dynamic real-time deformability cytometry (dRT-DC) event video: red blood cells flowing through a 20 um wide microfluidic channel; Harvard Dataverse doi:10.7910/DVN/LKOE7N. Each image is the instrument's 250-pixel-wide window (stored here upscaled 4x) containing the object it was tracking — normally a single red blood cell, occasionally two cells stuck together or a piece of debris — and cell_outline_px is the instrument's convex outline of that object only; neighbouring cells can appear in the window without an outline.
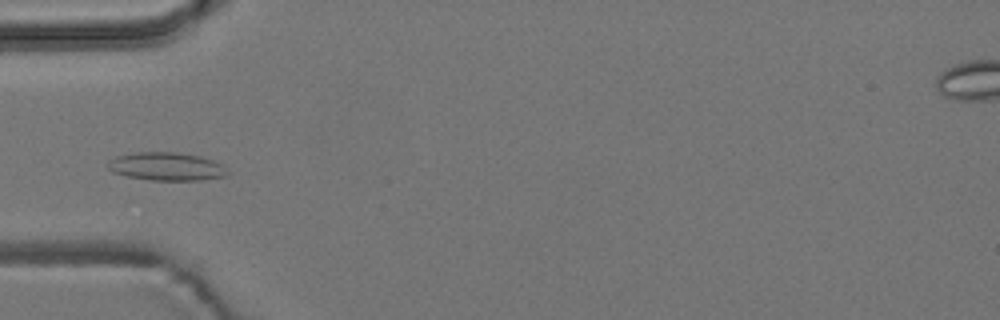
{"species": "common noctule bat (a hibernating species)", "species_latin": "Nyctalus noctula", "temperature_condition": "room temperature", "stored_images_in_passage": 6, "camera_frame_rate_fps": 3000, "um_per_image_px": 0.085, "animal": {"sex": "male", "body_mass_g": 19.2, "forearm_length_mm": 51.8}, "frame": {"image": 1, "passage_image": 6, "time_ms": 1.667, "image_size_px": [1000, 320], "cell_outline_px": [[228, 172], [224, 176], [200, 180], [152, 180], [128, 176], [112, 172], [108, 168], [108, 160], [116, 156], [136, 152], [176, 152], [200, 156], [224, 164]], "centroid_in_image_um": [14.14, 14.14], "position_along_channel_um": 70.9, "area_um2": 19.59}}